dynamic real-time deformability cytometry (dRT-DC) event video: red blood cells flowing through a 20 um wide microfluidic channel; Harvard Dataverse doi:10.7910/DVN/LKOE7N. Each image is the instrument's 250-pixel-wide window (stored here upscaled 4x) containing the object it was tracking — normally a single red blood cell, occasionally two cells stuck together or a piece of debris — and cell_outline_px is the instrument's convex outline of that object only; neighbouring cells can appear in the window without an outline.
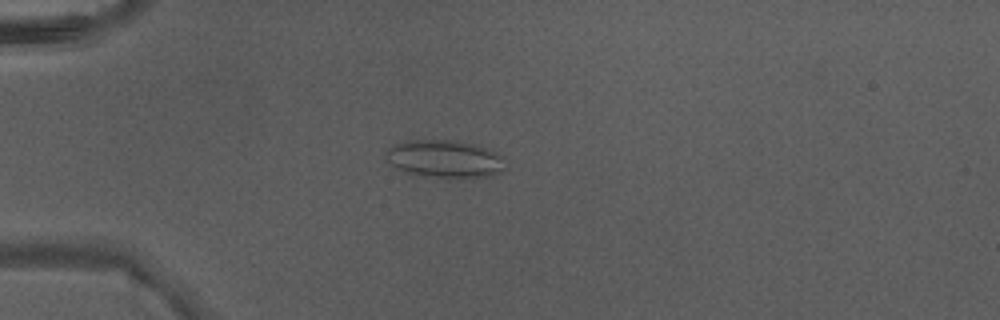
{"species": "Egyptian fruit bat (a non-hibernating species)", "species_latin": "Rousettus aegyptiacus", "temperature_condition": "warm", "stored_images_in_passage": 49, "camera_frame_rate_fps": 3000, "um_per_image_px": 0.085, "animal": {"sex": "male"}, "frame": {"image": 1, "passage_image": 15, "time_ms": 4.667, "image_size_px": [1000, 320], "cell_outline_px": [[500, 168], [492, 176], [460, 180], [444, 180], [420, 176], [408, 172], [392, 164], [384, 156], [384, 152], [392, 144], [408, 140], [456, 140], [476, 144], [500, 156]], "centroid_in_image_um": [37.71, 13.54], "position_along_channel_um": 47.3, "area_um2": 26.47}}
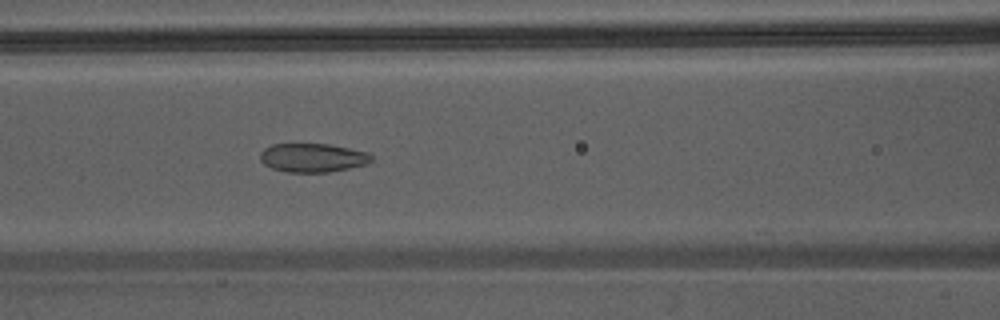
{"frame": {"image": 2, "passage_image": 23, "time_ms": 7.333, "image_size_px": [1000, 320], "cell_outline_px": [[372, 160], [368, 164], [328, 172], [288, 172], [272, 168], [264, 164], [260, 160], [260, 152], [264, 148], [272, 144], [328, 144], [368, 152], [372, 156]], "centroid_in_image_um": [26.57, 13.4], "position_along_channel_um": 140.0, "area_um2": 18.61}}
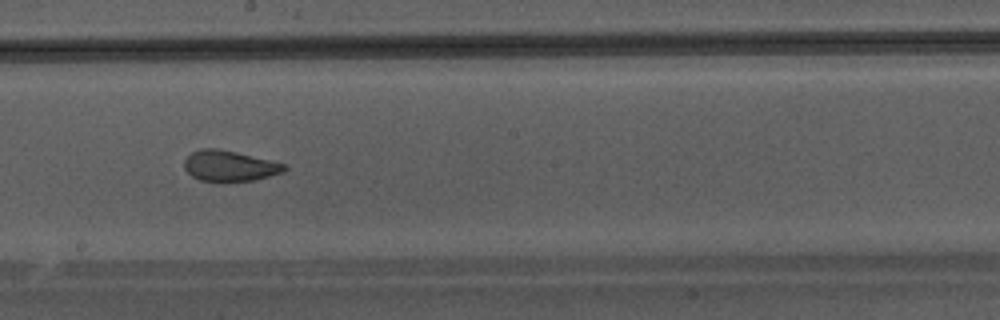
{"frame": {"image": 3, "passage_image": 29, "time_ms": 9.333, "image_size_px": [1000, 320], "cell_outline_px": [[288, 168], [284, 172], [252, 180], [220, 184], [200, 180], [192, 176], [184, 168], [184, 160], [192, 152], [200, 148], [216, 148], [236, 152], [284, 164]], "centroid_in_image_um": [19.46, 14.13], "position_along_channel_um": 228.7, "area_um2": 18.15}}